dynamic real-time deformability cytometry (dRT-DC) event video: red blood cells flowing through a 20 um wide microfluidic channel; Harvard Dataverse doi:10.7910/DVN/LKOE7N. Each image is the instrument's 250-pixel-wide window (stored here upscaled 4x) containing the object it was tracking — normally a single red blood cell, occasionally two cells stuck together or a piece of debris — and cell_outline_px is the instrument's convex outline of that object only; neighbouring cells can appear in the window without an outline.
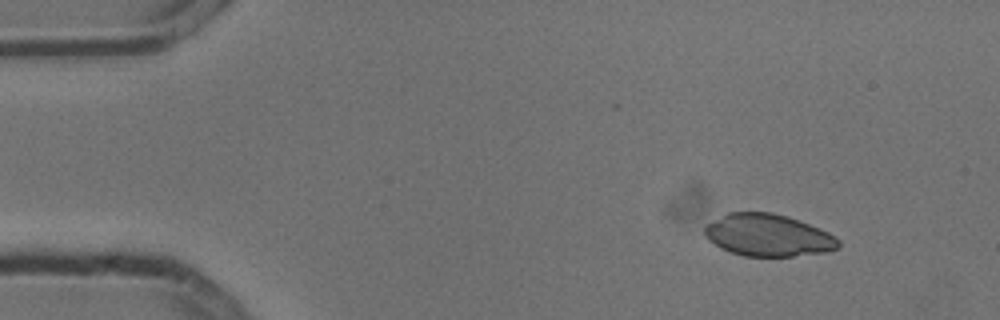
{"species": "common noctule bat (a hibernating species)", "species_latin": "Nyctalus noctula", "temperature_condition": "cold", "stored_images_in_passage": 6, "segment_of_instrument_passage": [2, 2], "camera_frame_rate_fps": 3000, "um_per_image_px": 0.085, "animal": {"sex": "male", "body_mass_g": 13.3}, "frame": {"image": 1, "passage_image": 6, "time_ms": 1.667, "image_size_px": [1000, 320], "cell_outline_px": [[840, 248], [824, 252], [792, 256], [744, 256], [720, 248], [708, 240], [704, 236], [704, 228], [708, 224], [728, 212], [772, 212], [788, 216], [828, 232], [836, 236], [840, 240]], "centroid_in_image_um": [65.29, 19.99], "position_along_channel_um": 19.7, "area_um2": 32.83}}